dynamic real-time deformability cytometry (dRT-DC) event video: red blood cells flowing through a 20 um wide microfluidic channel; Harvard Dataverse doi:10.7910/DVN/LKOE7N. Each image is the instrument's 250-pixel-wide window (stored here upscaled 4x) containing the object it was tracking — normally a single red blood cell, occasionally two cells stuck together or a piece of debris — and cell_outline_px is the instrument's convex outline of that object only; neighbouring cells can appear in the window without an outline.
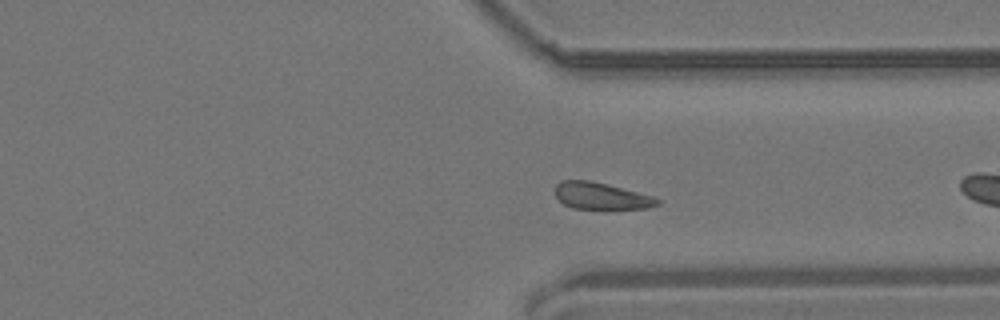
{"species": "common noctule bat (a hibernating species)", "species_latin": "Nyctalus noctula", "temperature_condition": "room temperature", "stored_images_in_passage": 53, "camera_frame_rate_fps": 3000, "um_per_image_px": 0.085, "animal": {"sex": "male", "body_mass_g": 19.2, "forearm_length_mm": 51.8}, "frame": {"image": 1, "passage_image": 38, "time_ms": 12.333, "image_size_px": [1000, 320], "cell_outline_px": [[660, 204], [648, 208], [612, 212], [604, 212], [572, 208], [564, 204], [556, 196], [556, 184], [560, 180], [588, 180], [652, 196], [660, 200]], "centroid_in_image_um": [51.12, 16.74], "position_along_channel_um": 360.3, "area_um2": 16.7}}